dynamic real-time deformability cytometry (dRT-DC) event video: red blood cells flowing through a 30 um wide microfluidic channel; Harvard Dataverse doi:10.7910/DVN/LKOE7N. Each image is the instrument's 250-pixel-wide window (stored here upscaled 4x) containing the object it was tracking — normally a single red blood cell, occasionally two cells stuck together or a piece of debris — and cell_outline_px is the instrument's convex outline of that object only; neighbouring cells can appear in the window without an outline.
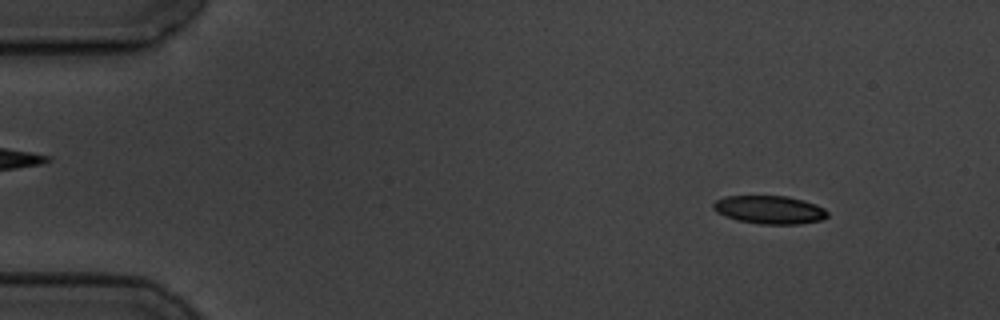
{"species": "common noctule bat (a hibernating species)", "species_latin": "Nyctalus noctula", "temperature_condition": "cold", "stored_images_in_passage": 3, "camera_frame_rate_fps": 3000, "um_per_image_px": 0.085, "animal": {"sex": "male", "body_mass_g": 19.5, "forearm_length_mm": 54.6}, "frame": {"image": 1, "passage_image": 1, "time_ms": 0.0, "image_size_px": [1000, 320], "cell_outline_px": [[828, 216], [820, 220], [800, 224], [760, 224], [736, 220], [724, 216], [716, 212], [712, 208], [712, 204], [716, 200], [724, 196], [788, 196], [804, 200], [816, 204], [824, 208], [828, 212]], "centroid_in_image_um": [65.39, 17.83], "position_along_channel_um": 19.6, "area_um2": 18.96}}
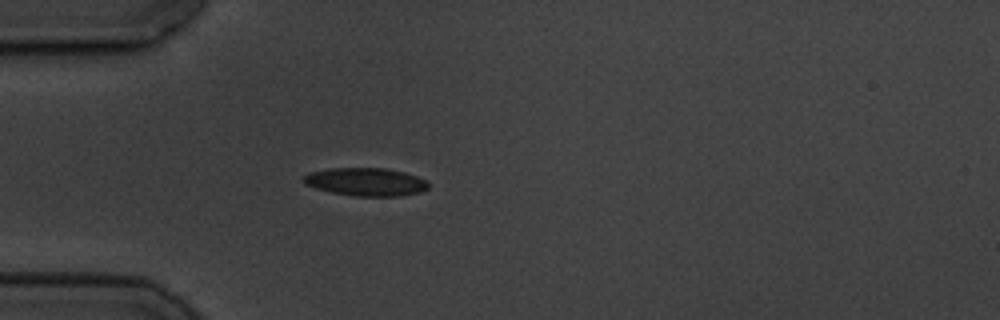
{"frame": {"image": 2, "passage_image": 3, "time_ms": 3.333, "image_size_px": [1000, 320], "cell_outline_px": [[428, 188], [420, 192], [400, 196], [356, 196], [332, 192], [316, 188], [304, 184], [304, 176], [308, 172], [328, 168], [388, 168], [404, 172], [428, 180]], "centroid_in_image_um": [31.11, 15.45], "position_along_channel_um": 53.9, "area_um2": 20.46}}